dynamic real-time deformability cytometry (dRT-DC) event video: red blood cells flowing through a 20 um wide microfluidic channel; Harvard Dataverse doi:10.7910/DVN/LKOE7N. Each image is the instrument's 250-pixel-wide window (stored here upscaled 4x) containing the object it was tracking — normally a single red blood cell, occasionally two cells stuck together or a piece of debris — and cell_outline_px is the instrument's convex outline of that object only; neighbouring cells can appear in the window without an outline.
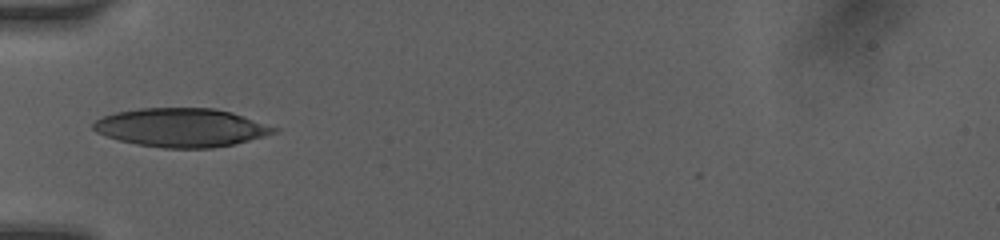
{"species": "human", "species_latin": "Homo sapiens", "temperature_condition": "room temperature", "stored_images_in_passage": 29, "camera_frame_rate_fps": 3000, "um_per_image_px": 0.085, "donor": {"sex": "female"}, "frame": {"image": 1, "passage_image": 1, "time_ms": 0.0, "image_size_px": [1000, 240], "cell_outline_px": [[280, 128], [276, 132], [264, 136], [232, 144], [212, 148], [164, 148], [136, 144], [120, 140], [96, 132], [92, 128], [92, 124], [96, 120], [104, 116], [116, 112], [140, 108], [212, 108], [232, 112]], "centroid_in_image_um": [15.42, 10.84], "position_along_channel_um": 69.6, "area_um2": 40.46}}
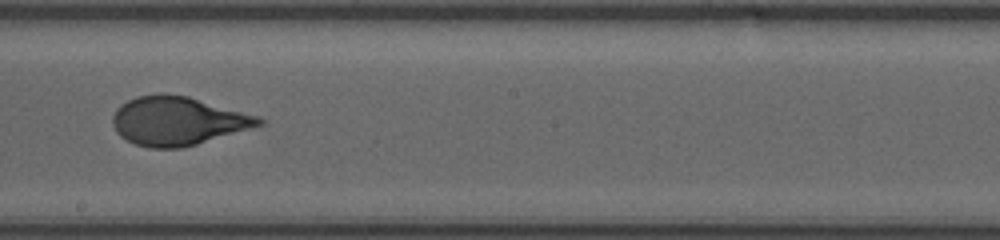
{"frame": {"image": 2, "passage_image": 17, "time_ms": 4.0, "image_size_px": [1000, 240], "cell_outline_px": [[264, 124], [196, 144], [180, 148], [148, 148], [136, 144], [120, 136], [116, 132], [112, 124], [112, 116], [116, 108], [120, 104], [136, 96], [160, 92], [164, 92], [188, 96], [260, 116], [264, 120]], "centroid_in_image_um": [15.08, 10.26], "position_along_channel_um": 233.1, "area_um2": 41.67}}
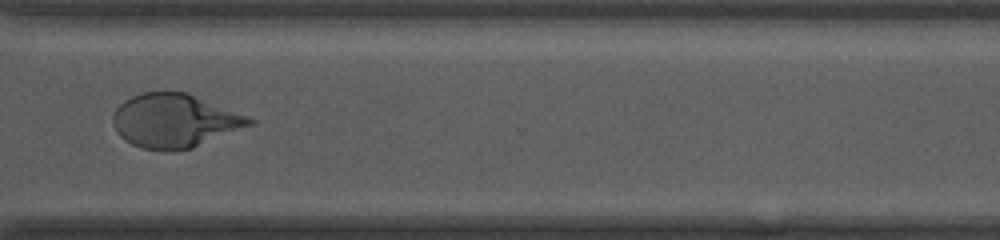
{"frame": {"image": 3, "passage_image": 28, "time_ms": 7.0, "image_size_px": [1000, 240], "cell_outline_px": [[256, 120], [252, 124], [192, 148], [172, 152], [164, 152], [140, 148], [124, 140], [116, 132], [112, 124], [112, 116], [116, 108], [124, 100], [132, 96], [144, 92], [188, 92]], "centroid_in_image_um": [14.78, 10.28], "position_along_channel_um": 355.8, "area_um2": 42.77}}